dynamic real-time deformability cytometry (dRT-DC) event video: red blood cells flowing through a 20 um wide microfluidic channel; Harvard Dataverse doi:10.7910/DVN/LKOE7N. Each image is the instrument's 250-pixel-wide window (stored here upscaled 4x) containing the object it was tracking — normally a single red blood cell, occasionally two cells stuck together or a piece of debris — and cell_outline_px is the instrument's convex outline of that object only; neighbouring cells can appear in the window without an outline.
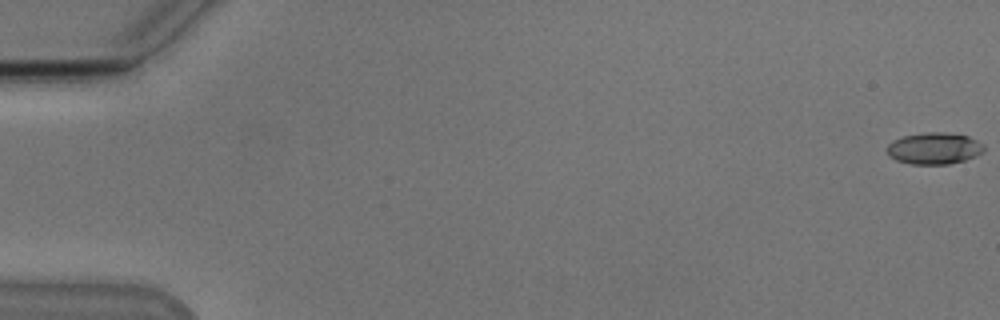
{"species": "Egyptian fruit bat (a non-hibernating species)", "species_latin": "Rousettus aegyptiacus", "temperature_condition": "cold", "stored_images_in_passage": 53, "camera_frame_rate_fps": 3000, "um_per_image_px": 0.085, "animal": {"sex": "male"}, "frame": {"image": 1, "passage_image": 1, "time_ms": 0.0, "image_size_px": [1000, 320], "cell_outline_px": [[984, 152], [976, 156], [964, 160], [948, 164], [912, 164], [896, 160], [888, 156], [884, 148], [892, 140], [904, 136], [924, 132], [948, 132], [968, 136], [984, 144]], "centroid_in_image_um": [79.38, 12.6], "position_along_channel_um": 5.6, "area_um2": 18.15}}
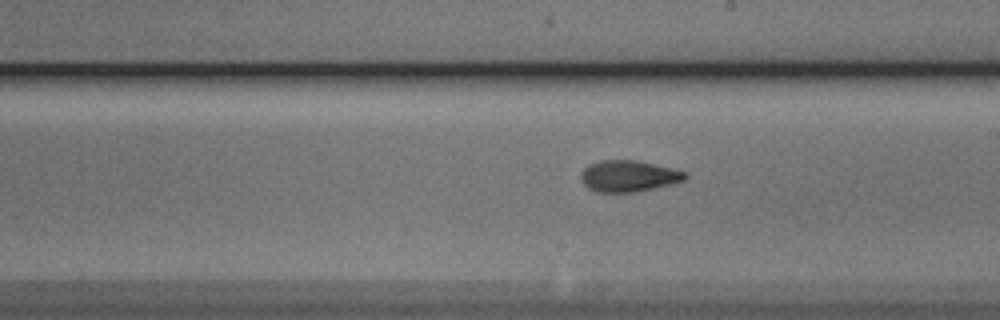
{"frame": {"image": 2, "passage_image": 32, "time_ms": 10.333, "image_size_px": [1000, 320], "cell_outline_px": [[688, 176], [684, 180], [636, 192], [596, 192], [588, 188], [580, 180], [580, 172], [588, 164], [600, 160], [636, 160], [688, 172]], "centroid_in_image_um": [53.37, 14.96], "position_along_channel_um": 235.6, "area_um2": 19.02}}
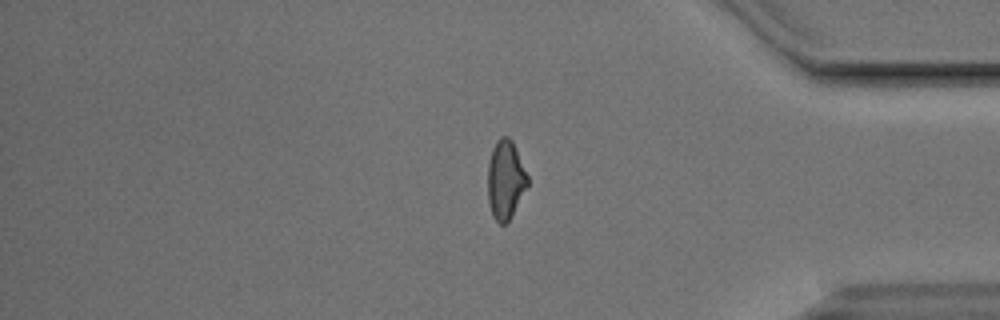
{"frame": {"image": 3, "passage_image": 46, "time_ms": 15.0, "image_size_px": [1000, 320], "cell_outline_px": [[528, 184], [512, 216], [504, 224], [500, 224], [492, 216], [488, 200], [488, 164], [492, 148], [496, 140], [500, 136], [508, 136], [512, 140], [528, 176]], "centroid_in_image_um": [42.95, 15.26], "position_along_channel_um": 392.2, "area_um2": 18.26}, "authors_computed_cell_mechanics": {"area_um2": 18.4382, "velocity_mm_per_s": 3.8371, "shape_relaxation_time_tau1_ms": 3.3905, "shape_relaxation_time_tau2_ms": 2.4999, "deformation_change_tau1": 0.1639, "deformation_change_tau2": 0.1003}}